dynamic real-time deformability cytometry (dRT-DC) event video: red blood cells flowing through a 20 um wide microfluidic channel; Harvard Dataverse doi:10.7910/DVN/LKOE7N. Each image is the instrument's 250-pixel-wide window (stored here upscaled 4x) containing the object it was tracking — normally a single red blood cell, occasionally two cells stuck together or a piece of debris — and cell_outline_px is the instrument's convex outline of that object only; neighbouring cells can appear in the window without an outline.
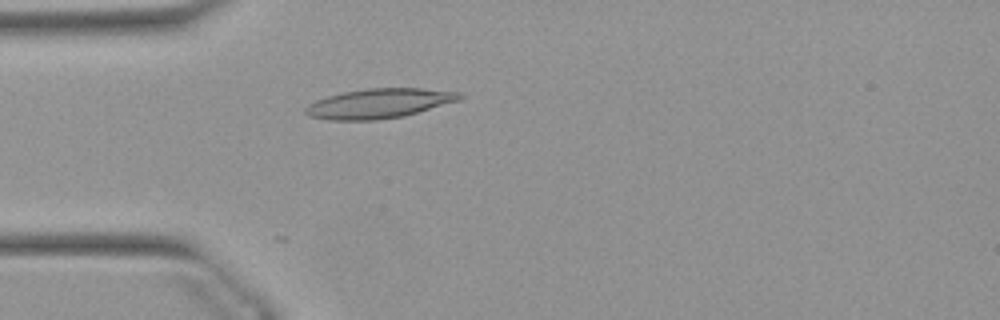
{"species": "Egyptian fruit bat (a non-hibernating species)", "species_latin": "Rousettus aegyptiacus", "temperature_condition": "warm", "stored_images_in_passage": 6, "camera_frame_rate_fps": 3000, "um_per_image_px": 0.085, "animal": {"sex": "female"}, "frame": {"image": 1, "passage_image": 6, "time_ms": 1.667, "image_size_px": [1000, 320], "cell_outline_px": [[464, 96], [460, 100], [404, 116], [376, 120], [328, 120], [308, 116], [304, 112], [304, 108], [308, 104], [316, 100], [328, 96], [344, 92], [368, 88], [420, 88], [460, 92]], "centroid_in_image_um": [32.21, 8.79], "position_along_channel_um": 52.8, "area_um2": 26.65}}